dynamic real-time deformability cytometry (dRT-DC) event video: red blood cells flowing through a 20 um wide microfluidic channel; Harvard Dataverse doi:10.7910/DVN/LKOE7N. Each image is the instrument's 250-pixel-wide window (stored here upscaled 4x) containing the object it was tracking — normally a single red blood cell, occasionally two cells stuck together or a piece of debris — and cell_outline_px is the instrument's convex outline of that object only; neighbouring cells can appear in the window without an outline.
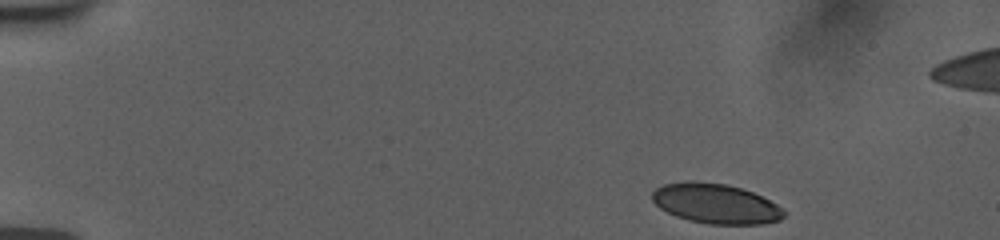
{"species": "human", "species_latin": "Homo sapiens", "temperature_condition": "room temperature", "stored_images_in_passage": 48, "camera_frame_rate_fps": 3000, "um_per_image_px": 0.085, "donor": {"sex": "female"}, "frame": {"image": 1, "passage_image": 1, "time_ms": 0.0, "image_size_px": [1000, 240], "cell_outline_px": [[784, 216], [780, 220], [764, 224], [708, 224], [688, 220], [676, 216], [660, 208], [652, 200], [652, 192], [656, 188], [664, 184], [688, 180], [696, 180], [728, 184], [752, 192], [776, 204], [784, 212]], "centroid_in_image_um": [60.8, 17.3], "position_along_channel_um": 24.2, "area_um2": 30.63}}
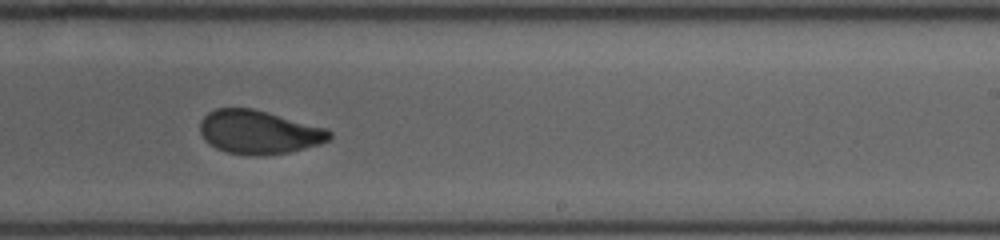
{"frame": {"image": 2, "passage_image": 29, "time_ms": 9.333, "image_size_px": [1000, 240], "cell_outline_px": [[332, 136], [328, 140], [320, 144], [288, 152], [256, 156], [252, 156], [228, 152], [216, 148], [208, 144], [204, 140], [200, 132], [200, 120], [208, 112], [216, 108], [252, 108], [328, 128], [332, 132]], "centroid_in_image_um": [21.99, 11.23], "position_along_channel_um": 267.0, "area_um2": 33.0}}
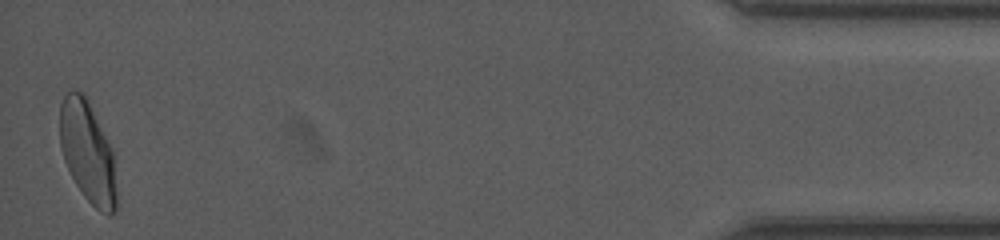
{"frame": {"image": 3, "passage_image": 48, "time_ms": 15.667, "image_size_px": [1000, 240], "cell_outline_px": [[116, 212], [112, 216], [108, 216], [100, 212], [84, 196], [76, 184], [64, 160], [60, 148], [60, 104], [64, 96], [68, 92], [80, 92], [84, 96], [112, 148], [116, 196]], "centroid_in_image_um": [7.44, 13.0], "position_along_channel_um": 427.8, "area_um2": 32.77}, "authors_computed_cell_mechanics": {"area_um2": 32.8593, "velocity_mm_per_s": 3.7668, "shape_relaxation_time_tau1_ms": 9.2672, "shape_relaxation_time_tau2_ms": 1.1368, "deformation_change_tau1": 0.2305, "deformation_change_tau2": 0.0614}}